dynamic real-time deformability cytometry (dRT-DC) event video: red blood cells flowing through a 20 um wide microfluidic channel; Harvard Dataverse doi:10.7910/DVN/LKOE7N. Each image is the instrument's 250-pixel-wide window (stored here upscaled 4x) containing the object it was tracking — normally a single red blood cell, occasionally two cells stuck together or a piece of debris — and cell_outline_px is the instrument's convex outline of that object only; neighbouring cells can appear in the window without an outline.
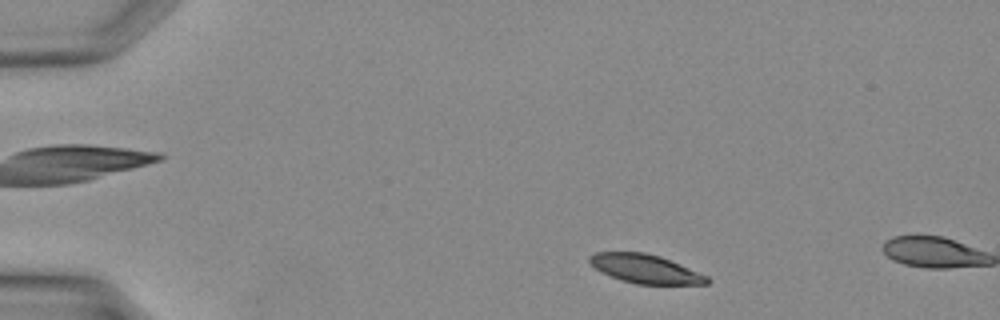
{"species": "Egyptian fruit bat (a non-hibernating species)", "species_latin": "Rousettus aegyptiacus", "temperature_condition": "warm", "stored_images_in_passage": 5, "camera_frame_rate_fps": 3000, "um_per_image_px": 0.085, "animal": {"sex": "female"}, "frame": {"image": 1, "passage_image": 2, "time_ms": 0.333, "image_size_px": [1000, 320], "cell_outline_px": [[712, 280], [708, 284], [636, 284], [620, 280], [596, 268], [588, 260], [588, 256], [596, 252], [644, 252], [660, 256], [708, 276]], "centroid_in_image_um": [54.88, 22.85], "position_along_channel_um": 30.1, "area_um2": 19.54}}